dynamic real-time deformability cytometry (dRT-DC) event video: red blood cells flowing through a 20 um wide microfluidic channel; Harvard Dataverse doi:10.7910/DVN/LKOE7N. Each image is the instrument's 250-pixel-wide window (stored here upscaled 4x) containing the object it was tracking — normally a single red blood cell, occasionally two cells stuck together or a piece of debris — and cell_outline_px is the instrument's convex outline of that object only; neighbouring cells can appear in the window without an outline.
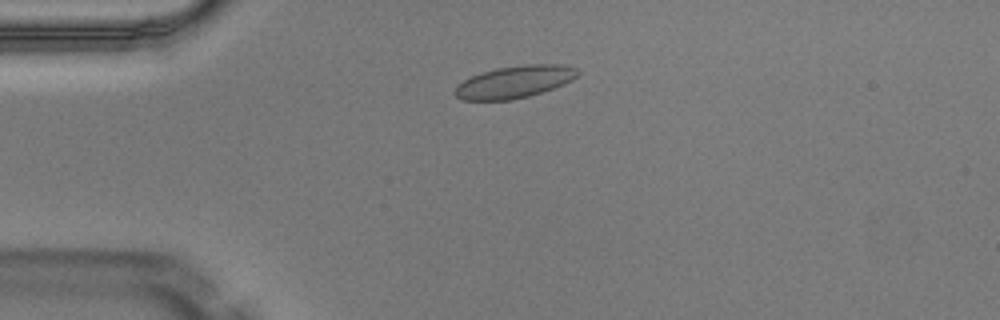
{"species": "Egyptian fruit bat (a non-hibernating species)", "species_latin": "Rousettus aegyptiacus", "temperature_condition": "warm", "stored_images_in_passage": 3, "camera_frame_rate_fps": 3000, "um_per_image_px": 0.085, "animal": {"sex": "male"}, "frame": {"image": 1, "passage_image": 2, "time_ms": 0.333, "image_size_px": [1000, 320], "cell_outline_px": [[580, 72], [572, 80], [564, 84], [528, 96], [508, 100], [464, 100], [456, 96], [452, 92], [456, 84], [472, 76], [496, 68], [524, 64], [564, 64], [576, 68]], "centroid_in_image_um": [43.72, 6.95], "position_along_channel_um": 41.3, "area_um2": 23.0}}